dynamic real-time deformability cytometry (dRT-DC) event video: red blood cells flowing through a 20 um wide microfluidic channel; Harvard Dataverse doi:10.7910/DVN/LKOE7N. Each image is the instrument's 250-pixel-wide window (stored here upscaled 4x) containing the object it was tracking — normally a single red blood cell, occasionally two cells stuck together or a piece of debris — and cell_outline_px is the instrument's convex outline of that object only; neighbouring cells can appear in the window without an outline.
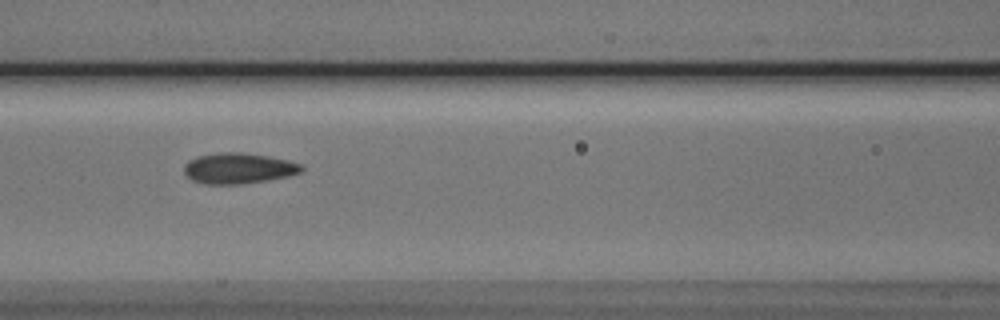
{"species": "Egyptian fruit bat (a non-hibernating species)", "species_latin": "Rousettus aegyptiacus", "temperature_condition": "cold", "stored_images_in_passage": 10, "camera_frame_rate_fps": 3000, "um_per_image_px": 0.085, "animal": {"sex": "male"}, "frame": {"image": 1, "passage_image": 6, "time_ms": 6.667, "image_size_px": [1000, 320], "cell_outline_px": [[304, 168], [300, 172], [288, 176], [240, 184], [204, 184], [192, 180], [184, 172], [184, 164], [188, 160], [196, 156], [220, 152], [240, 152], [268, 156], [288, 160], [300, 164]], "centroid_in_image_um": [20.23, 14.29], "position_along_channel_um": 146.4, "area_um2": 20.92}}
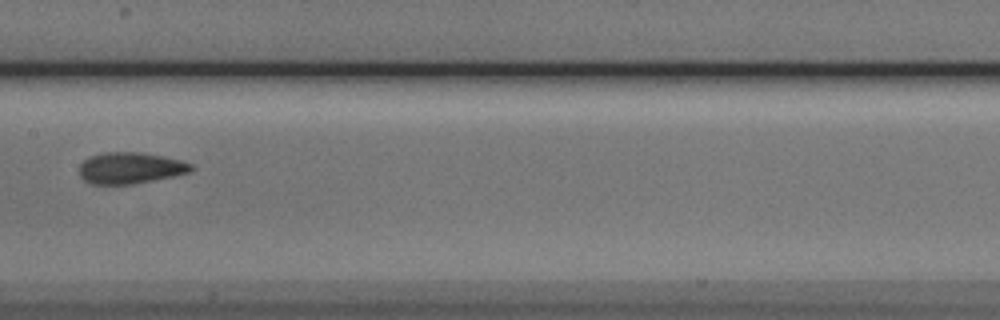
{"frame": {"image": 2, "passage_image": 7, "time_ms": 8.0, "image_size_px": [1000, 320], "cell_outline_px": [[196, 168], [192, 172], [132, 184], [92, 184], [84, 180], [80, 176], [80, 164], [84, 160], [92, 156], [104, 152], [140, 152], [180, 160], [192, 164]], "centroid_in_image_um": [11.09, 14.28], "position_along_channel_um": 196.3, "area_um2": 20.29}}
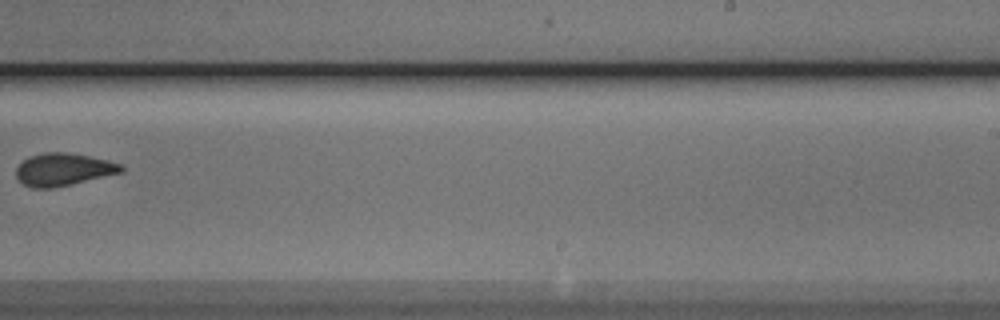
{"frame": {"image": 3, "passage_image": 9, "time_ms": 10.333, "image_size_px": [1000, 320], "cell_outline_px": [[124, 172], [52, 188], [32, 188], [24, 184], [16, 176], [16, 168], [28, 156], [44, 152], [64, 152], [88, 156], [108, 160], [120, 164], [124, 168]], "centroid_in_image_um": [5.38, 14.4], "position_along_channel_um": 283.6, "area_um2": 19.77}}